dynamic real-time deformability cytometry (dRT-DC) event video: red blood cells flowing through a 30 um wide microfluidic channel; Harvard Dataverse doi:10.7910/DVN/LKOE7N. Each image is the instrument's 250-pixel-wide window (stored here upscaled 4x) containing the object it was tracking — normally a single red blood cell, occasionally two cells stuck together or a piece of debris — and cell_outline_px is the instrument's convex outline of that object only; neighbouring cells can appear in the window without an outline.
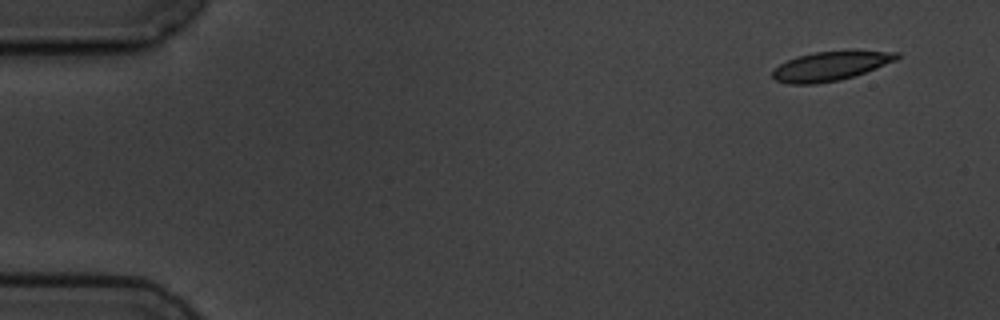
{"species": "common noctule bat (a hibernating species)", "species_latin": "Nyctalus noctula", "temperature_condition": "cold", "stored_images_in_passage": 5, "camera_frame_rate_fps": 3000, "um_per_image_px": 0.085, "animal": {"sex": "male", "body_mass_g": 19.5, "forearm_length_mm": 54.6}, "frame": {"image": 1, "passage_image": 1, "time_ms": 0.0, "image_size_px": [1000, 320], "cell_outline_px": [[900, 56], [896, 60], [876, 68], [840, 80], [816, 84], [788, 84], [776, 80], [772, 76], [772, 72], [780, 64], [796, 56], [816, 52], [900, 52]], "centroid_in_image_um": [70.54, 5.64], "position_along_channel_um": 14.5, "area_um2": 20.52}}
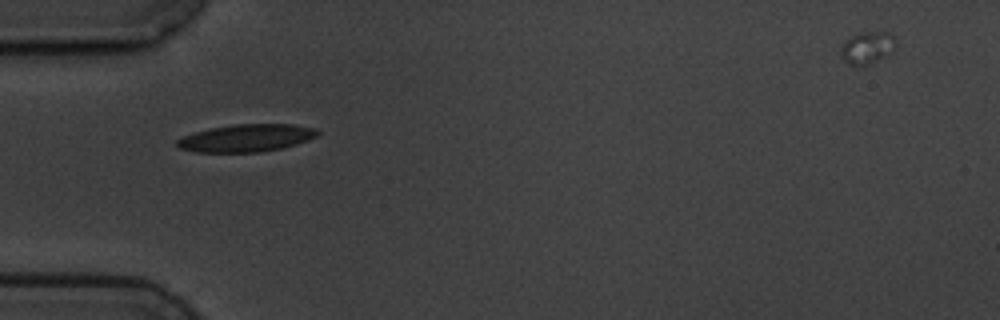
{"frame": {"image": 2, "passage_image": 5, "time_ms": 4.667, "image_size_px": [1000, 320], "cell_outline_px": [[320, 132], [316, 136], [308, 140], [296, 144], [280, 148], [260, 152], [196, 152], [180, 148], [176, 144], [176, 140], [184, 136], [196, 132], [212, 128], [232, 124], [292, 124], [316, 128]], "centroid_in_image_um": [20.96, 11.73], "position_along_channel_um": 64.0, "area_um2": 22.37}}